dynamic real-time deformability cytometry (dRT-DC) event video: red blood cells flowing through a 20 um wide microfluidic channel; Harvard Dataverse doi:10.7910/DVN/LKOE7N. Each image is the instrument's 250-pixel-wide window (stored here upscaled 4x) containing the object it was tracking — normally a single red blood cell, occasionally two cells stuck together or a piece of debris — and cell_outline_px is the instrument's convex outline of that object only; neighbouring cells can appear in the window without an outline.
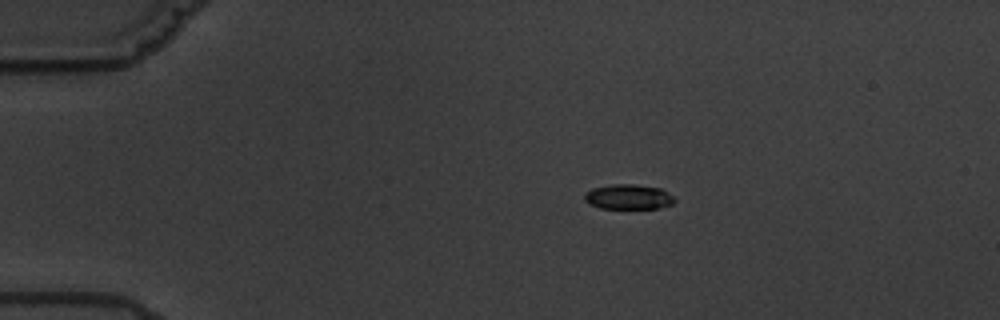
{"species": "common noctule bat (a hibernating species)", "species_latin": "Nyctalus noctula", "temperature_condition": "warm", "stored_images_in_passage": 3, "camera_frame_rate_fps": 3000, "um_per_image_px": 0.085, "animal": {"sex": "male", "body_mass_g": 19.5, "forearm_length_mm": 54.6}, "frame": {"image": 1, "passage_image": 1, "time_ms": 0.0, "image_size_px": [1000, 320], "cell_outline_px": [[676, 200], [672, 204], [656, 208], [600, 208], [588, 204], [584, 200], [584, 196], [592, 188], [612, 184], [632, 184], [660, 188], [672, 196]], "centroid_in_image_um": [53.39, 16.73], "position_along_channel_um": 31.6, "area_um2": 12.95}}